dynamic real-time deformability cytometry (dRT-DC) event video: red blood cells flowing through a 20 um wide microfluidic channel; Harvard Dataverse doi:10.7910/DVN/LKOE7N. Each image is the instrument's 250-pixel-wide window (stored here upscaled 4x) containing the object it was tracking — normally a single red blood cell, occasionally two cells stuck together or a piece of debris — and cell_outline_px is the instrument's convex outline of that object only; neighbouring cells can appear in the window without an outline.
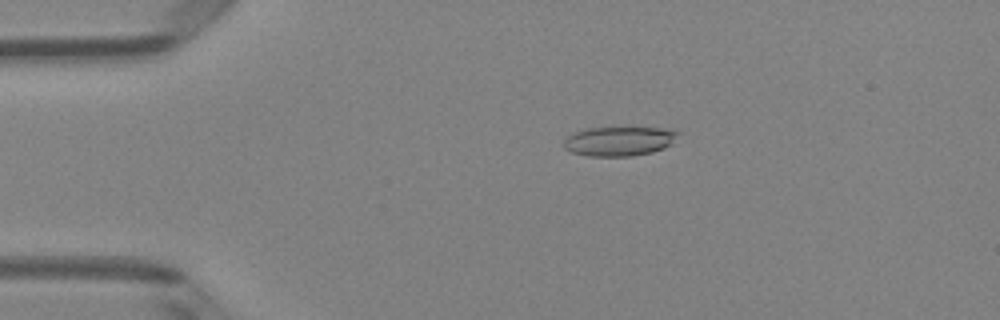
{"species": "Egyptian fruit bat (a non-hibernating species)", "species_latin": "Rousettus aegyptiacus", "temperature_condition": "room temperature", "stored_images_in_passage": 49, "camera_frame_rate_fps": 3000, "um_per_image_px": 0.085, "animal": {"sex": "female"}, "frame": {"image": 1, "passage_image": 10, "time_ms": 3.0, "image_size_px": [1000, 320], "cell_outline_px": [[680, 132], [672, 144], [664, 148], [652, 152], [632, 156], [588, 156], [572, 152], [564, 148], [564, 140], [568, 136], [576, 132], [588, 128], [660, 128]], "centroid_in_image_um": [52.63, 12.01], "position_along_channel_um": 32.4, "area_um2": 19.36}}
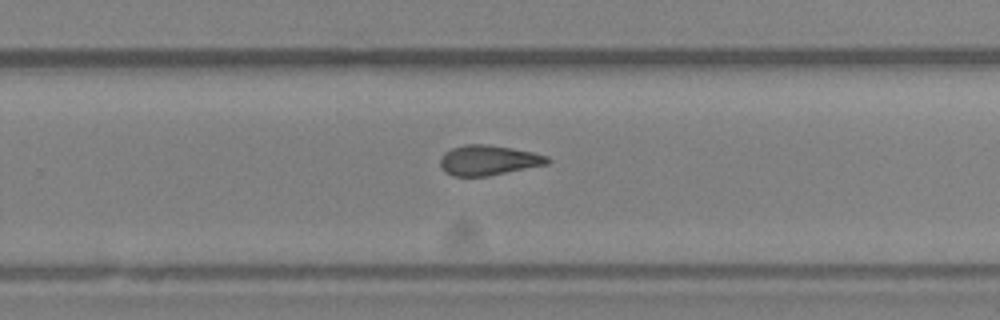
{"frame": {"image": 2, "passage_image": 32, "time_ms": 10.333, "image_size_px": [1000, 320], "cell_outline_px": [[552, 160], [548, 164], [488, 176], [452, 176], [444, 172], [440, 164], [440, 160], [444, 152], [452, 148], [464, 144], [488, 144], [512, 148], [532, 152], [548, 156]], "centroid_in_image_um": [41.51, 13.62], "position_along_channel_um": 288.3, "area_um2": 18.9}}
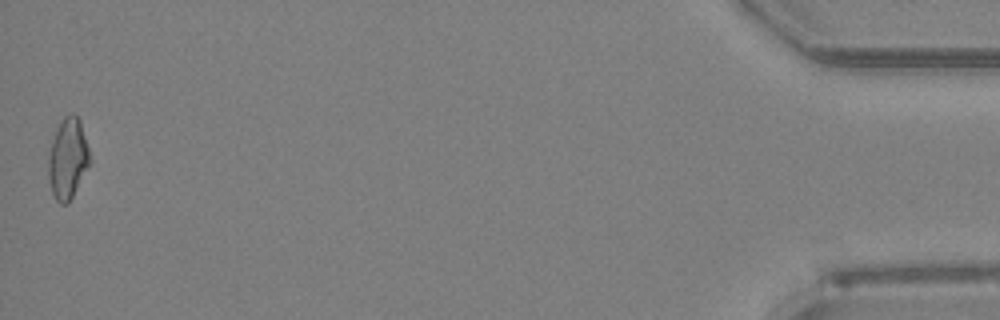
{"frame": {"image": 3, "passage_image": 49, "time_ms": 16.0, "image_size_px": [1000, 320], "cell_outline_px": [[92, 160], [68, 204], [60, 204], [56, 200], [52, 192], [48, 180], [48, 152], [52, 140], [64, 116], [72, 112], [80, 120]], "centroid_in_image_um": [5.76, 13.5], "position_along_channel_um": 429.4, "area_um2": 19.48}, "authors_computed_cell_mechanics": {"area_um2": 19.1896, "velocity_mm_per_s": 4.1434, "shape_relaxation_time_tau1_ms": null, "shape_relaxation_time_tau2_ms": 1.7152, "deformation_change_tau1": null, "deformation_change_tau2": 0.1023}}